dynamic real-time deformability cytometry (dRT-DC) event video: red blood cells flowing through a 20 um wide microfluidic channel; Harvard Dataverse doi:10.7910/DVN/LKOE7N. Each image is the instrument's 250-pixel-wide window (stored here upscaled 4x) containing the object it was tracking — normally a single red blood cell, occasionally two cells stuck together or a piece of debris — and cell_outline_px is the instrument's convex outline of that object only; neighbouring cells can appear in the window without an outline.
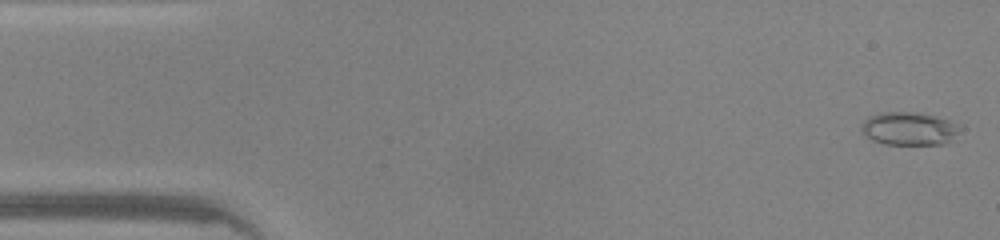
{"species": "common noctule bat (a hibernating species)", "species_latin": "Nyctalus noctula", "temperature_condition": "warm", "stored_images_in_passage": 12, "camera_frame_rate_fps": 3000, "um_per_image_px": 0.085, "animal": {"sex": "male", "body_mass_g": 20.0, "forearm_length_mm": 53.3}, "frame": {"image": 1, "passage_image": 1, "time_ms": 0.0, "image_size_px": [1000, 240], "cell_outline_px": [[964, 128], [944, 144], [884, 144], [872, 140], [860, 128], [864, 120], [868, 116], [880, 112], [912, 112], [936, 116], [948, 120]], "centroid_in_image_um": [77.27, 10.92], "position_along_channel_um": 7.7, "area_um2": 18.9}}